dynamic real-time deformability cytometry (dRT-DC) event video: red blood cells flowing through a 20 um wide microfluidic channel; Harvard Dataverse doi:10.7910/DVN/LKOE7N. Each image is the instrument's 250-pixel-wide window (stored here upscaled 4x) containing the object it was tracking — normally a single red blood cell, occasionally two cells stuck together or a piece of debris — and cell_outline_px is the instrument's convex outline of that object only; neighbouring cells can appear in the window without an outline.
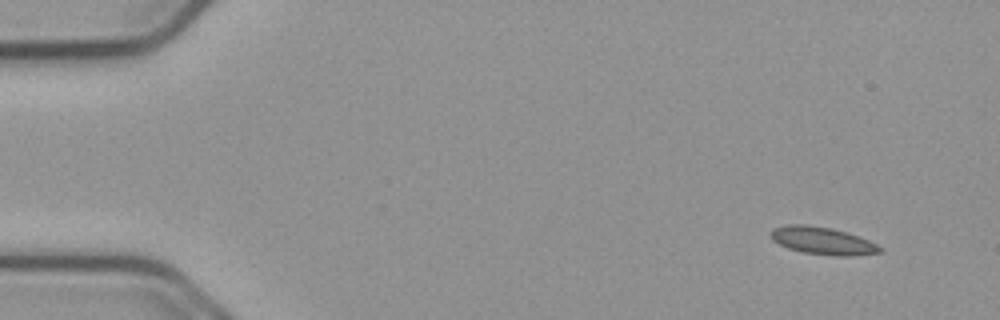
{"species": "common noctule bat (a hibernating species)", "species_latin": "Nyctalus noctula", "temperature_condition": "cold", "stored_images_in_passage": 52, "camera_frame_rate_fps": 3000, "um_per_image_px": 0.085, "animal": {"sex": "male", "body_mass_g": 23.1, "forearm_length_mm": 52.7}, "frame": {"image": 1, "passage_image": 1, "time_ms": 0.0, "image_size_px": [1000, 320], "cell_outline_px": [[884, 252], [852, 256], [832, 256], [804, 252], [788, 248], [772, 240], [768, 236], [768, 232], [772, 228], [788, 224], [808, 224], [832, 228], [848, 232], [868, 240], [884, 248]], "centroid_in_image_um": [69.91, 20.45], "position_along_channel_um": 15.1, "area_um2": 17.86}}
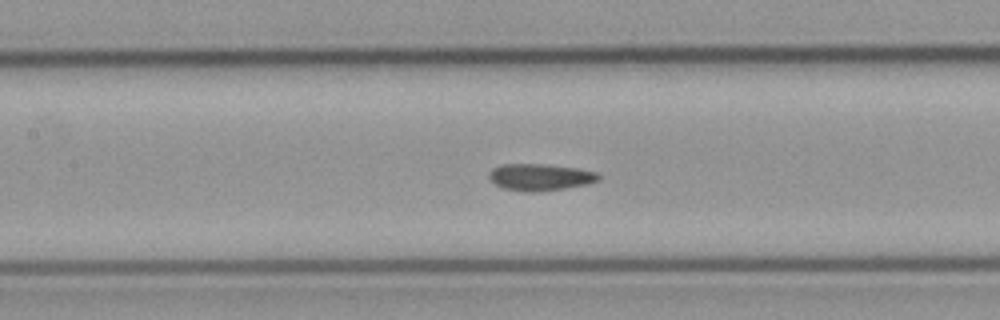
{"frame": {"image": 2, "passage_image": 22, "time_ms": 7.0, "image_size_px": [1000, 320], "cell_outline_px": [[600, 180], [588, 184], [564, 188], [536, 192], [524, 192], [504, 188], [496, 184], [488, 176], [488, 172], [492, 168], [500, 164], [540, 164], [576, 168], [596, 172], [600, 176]], "centroid_in_image_um": [45.89, 15.05], "position_along_channel_um": 161.5, "area_um2": 17.05}}
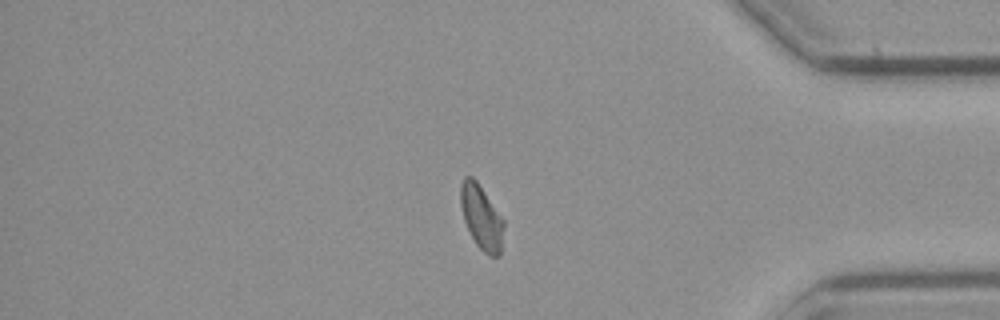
{"frame": {"image": 3, "passage_image": 43, "time_ms": 14.0, "image_size_px": [1000, 320], "cell_outline_px": [[504, 224], [500, 256], [492, 256], [484, 252], [476, 244], [464, 220], [460, 204], [460, 184], [464, 176], [472, 176], [476, 180], [504, 220]], "centroid_in_image_um": [40.91, 18.44], "position_along_channel_um": 394.3, "area_um2": 16.01}, "authors_computed_cell_mechanics": {"area_um2": 16.7331, "velocity_mm_per_s": 3.7319, "shape_relaxation_time_tau1_ms": null, "shape_relaxation_time_tau2_ms": 1.4586, "deformation_change_tau1": null, "deformation_change_tau2": 0.0617}}